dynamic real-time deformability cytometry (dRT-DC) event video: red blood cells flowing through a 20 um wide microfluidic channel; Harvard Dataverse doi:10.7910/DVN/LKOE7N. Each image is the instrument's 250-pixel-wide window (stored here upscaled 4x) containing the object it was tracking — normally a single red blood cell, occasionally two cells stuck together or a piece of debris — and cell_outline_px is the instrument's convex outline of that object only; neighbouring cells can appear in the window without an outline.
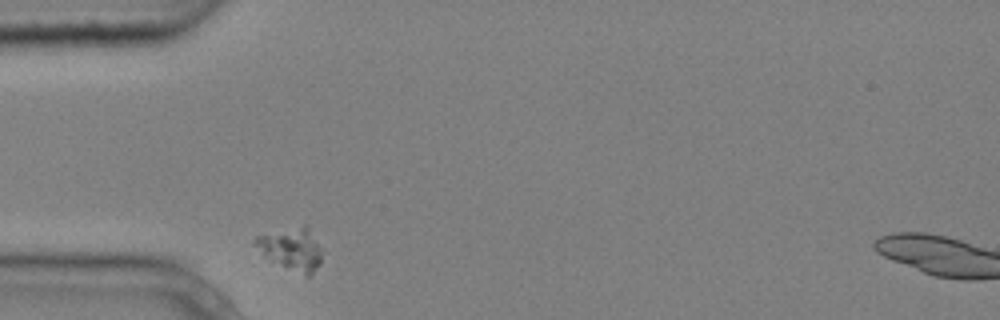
{"species": "common noctule bat (a hibernating species)", "species_latin": "Nyctalus noctula", "temperature_condition": "cold", "stored_images_in_passage": 2, "camera_frame_rate_fps": 3000, "um_per_image_px": 0.085, "animal": {"sex": "male", "body_mass_g": 20.4}, "frame": {"image": 1, "passage_image": 1, "time_ms": 0.0, "image_size_px": [1000, 320], "cell_outline_px": [[320, 264], [308, 276], [272, 260], [264, 256], [252, 244], [252, 240], [256, 236], [304, 224], [308, 224], [320, 248]], "centroid_in_image_um": [24.74, 21.1], "position_along_channel_um": 60.3, "area_um2": 16.13}}
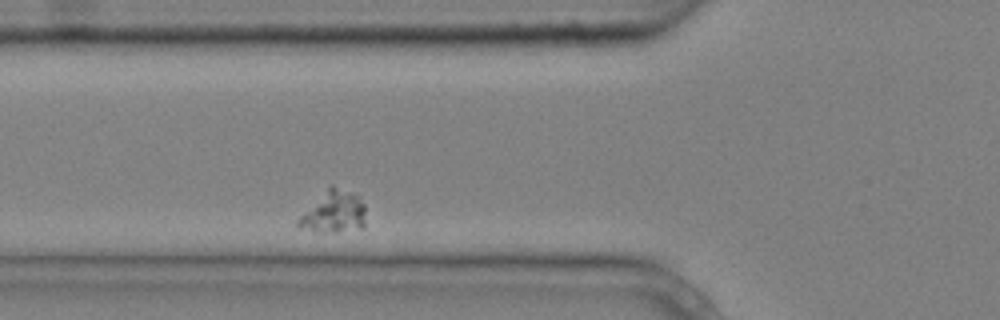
{"frame": {"image": 2, "passage_image": 2, "time_ms": 0.333, "image_size_px": [1000, 320], "cell_outline_px": [[364, 228], [336, 232], [324, 232], [296, 228], [296, 220], [332, 184], [356, 196], [364, 204]], "centroid_in_image_um": [28.35, 18.07], "position_along_channel_um": 97.5, "area_um2": 16.13}}